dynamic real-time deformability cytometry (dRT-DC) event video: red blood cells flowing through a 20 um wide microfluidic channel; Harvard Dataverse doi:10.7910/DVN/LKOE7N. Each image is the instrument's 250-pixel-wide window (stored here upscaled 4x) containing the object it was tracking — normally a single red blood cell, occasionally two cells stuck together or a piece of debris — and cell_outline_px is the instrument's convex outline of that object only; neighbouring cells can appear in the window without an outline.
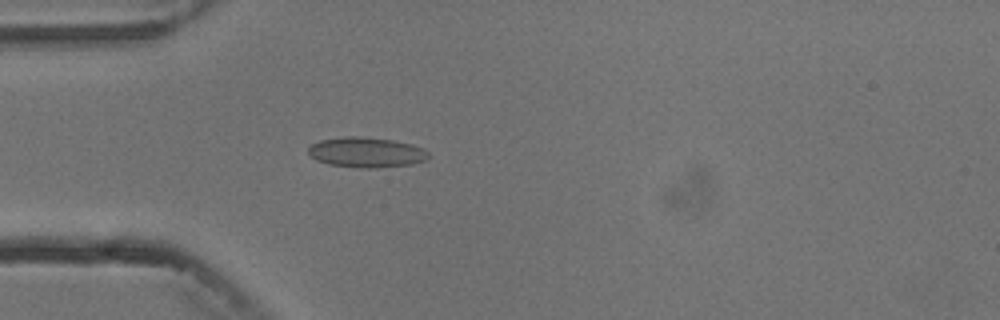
{"species": "common noctule bat (a hibernating species)", "species_latin": "Nyctalus noctula", "temperature_condition": "cold", "stored_images_in_passage": 6, "camera_frame_rate_fps": 3000, "um_per_image_px": 0.085, "animal": {"sex": "male", "body_mass_g": 13.3}, "frame": {"image": 1, "passage_image": 5, "time_ms": 4.667, "image_size_px": [1000, 320], "cell_outline_px": [[428, 160], [412, 164], [376, 168], [360, 168], [328, 164], [316, 160], [308, 152], [308, 148], [312, 144], [320, 140], [344, 136], [360, 136], [392, 140], [412, 144], [424, 148], [428, 152]], "centroid_in_image_um": [31.15, 12.95], "position_along_channel_um": 53.8, "area_um2": 21.27}}